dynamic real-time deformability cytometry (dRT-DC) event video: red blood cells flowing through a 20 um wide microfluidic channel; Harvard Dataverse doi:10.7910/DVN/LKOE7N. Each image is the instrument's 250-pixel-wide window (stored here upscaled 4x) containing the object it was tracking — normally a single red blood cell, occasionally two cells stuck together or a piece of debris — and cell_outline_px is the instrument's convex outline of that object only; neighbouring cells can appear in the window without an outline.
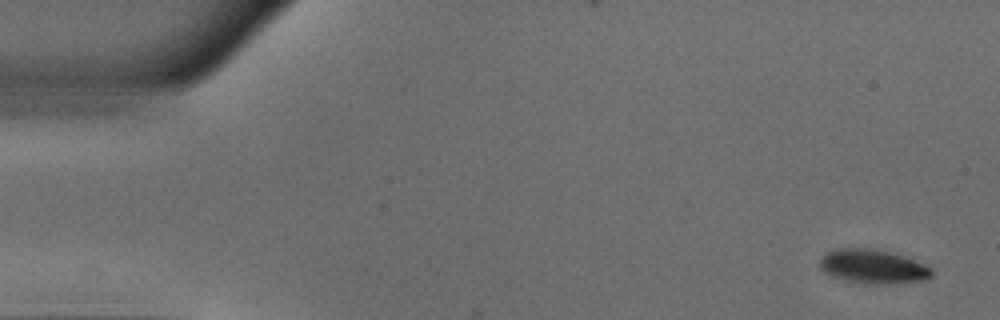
{"species": "common noctule bat (a hibernating species)", "species_latin": "Nyctalus noctula", "temperature_condition": "warm", "stored_images_in_passage": 9, "camera_frame_rate_fps": 3000, "um_per_image_px": 0.085, "animal": {"sex": "male", "body_mass_g": 18.8}, "frame": {"image": 1, "passage_image": 1, "time_ms": 0.0, "image_size_px": [1000, 320], "cell_outline_px": [[932, 276], [928, 280], [884, 284], [876, 284], [848, 280], [832, 276], [824, 272], [820, 268], [820, 260], [828, 252], [840, 248], [868, 248], [888, 252], [904, 256], [924, 264], [932, 268]], "centroid_in_image_um": [74.24, 22.66], "position_along_channel_um": 10.8, "area_um2": 21.85}}